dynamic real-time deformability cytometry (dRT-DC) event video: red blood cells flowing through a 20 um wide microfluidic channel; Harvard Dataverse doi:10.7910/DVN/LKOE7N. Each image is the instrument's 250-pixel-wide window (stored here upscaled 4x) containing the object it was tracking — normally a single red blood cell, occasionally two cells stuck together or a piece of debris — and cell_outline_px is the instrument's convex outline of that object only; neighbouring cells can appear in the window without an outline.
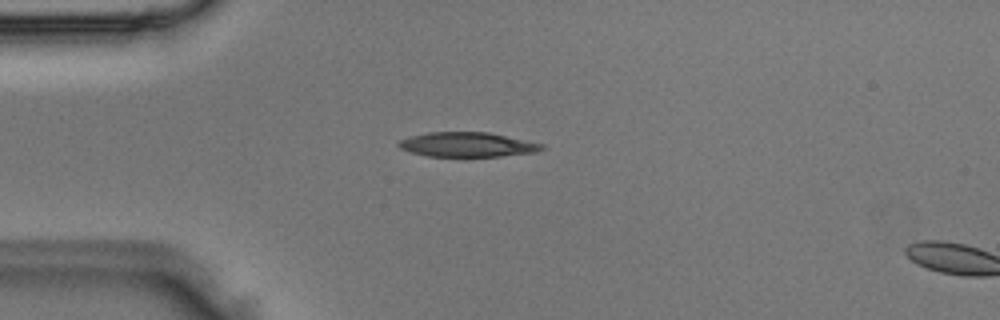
{"species": "Egyptian fruit bat (a non-hibernating species)", "species_latin": "Rousettus aegyptiacus", "temperature_condition": "room temperature", "stored_images_in_passage": 4, "camera_frame_rate_fps": 3000, "um_per_image_px": 0.085, "animal": {"sex": "male"}, "frame": {"image": 1, "passage_image": 3, "time_ms": 0.667, "image_size_px": [1000, 320], "cell_outline_px": [[544, 148], [536, 152], [500, 156], [428, 156], [412, 152], [400, 148], [396, 144], [400, 140], [412, 136], [428, 132], [488, 132], [544, 144]], "centroid_in_image_um": [39.73, 12.29], "position_along_channel_um": 45.3, "area_um2": 20.29}}